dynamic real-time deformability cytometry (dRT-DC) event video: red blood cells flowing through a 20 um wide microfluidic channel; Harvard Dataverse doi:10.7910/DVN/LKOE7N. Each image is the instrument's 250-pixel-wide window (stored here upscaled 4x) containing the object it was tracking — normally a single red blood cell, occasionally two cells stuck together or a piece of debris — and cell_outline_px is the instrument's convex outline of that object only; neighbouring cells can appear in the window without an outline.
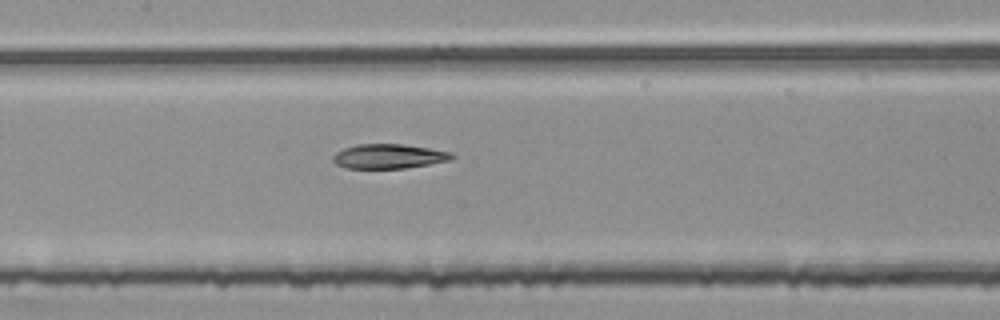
{"species": "common noctule bat (a hibernating species)", "species_latin": "Nyctalus noctula", "temperature_condition": "room temperature", "stored_images_in_passage": 54, "segment_of_instrument_passage": [2, 2], "camera_frame_rate_fps": 3000, "um_per_image_px": 0.085, "animal": {"sex": "female", "body_mass_g": 25.1}, "frame": {"image": 1, "passage_image": 26, "time_ms": 8.333, "image_size_px": [1000, 320], "cell_outline_px": [[456, 156], [452, 160], [404, 168], [348, 168], [336, 164], [332, 160], [332, 156], [336, 152], [344, 148], [356, 144], [400, 144], [428, 148], [452, 152]], "centroid_in_image_um": [33.05, 13.28], "position_along_channel_um": 174.4, "area_um2": 16.94}}
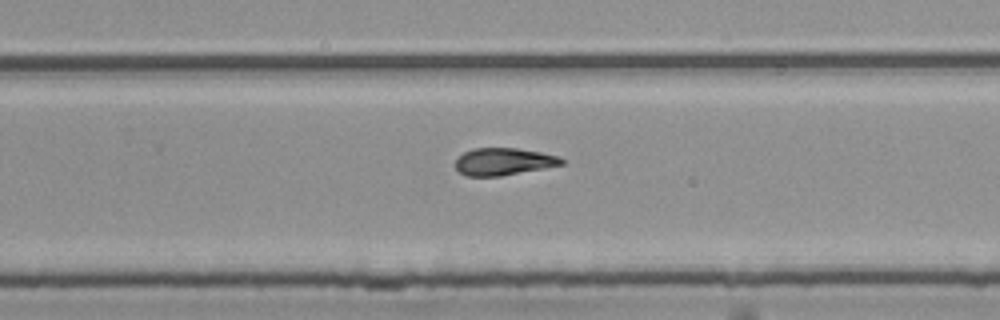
{"frame": {"image": 2, "passage_image": 35, "time_ms": 11.333, "image_size_px": [1000, 320], "cell_outline_px": [[564, 164], [544, 168], [500, 176], [468, 176], [460, 172], [456, 168], [456, 160], [464, 152], [472, 148], [516, 148], [540, 152], [560, 156], [564, 160]], "centroid_in_image_um": [42.82, 13.73], "position_along_channel_um": 287.0, "area_um2": 16.76}}
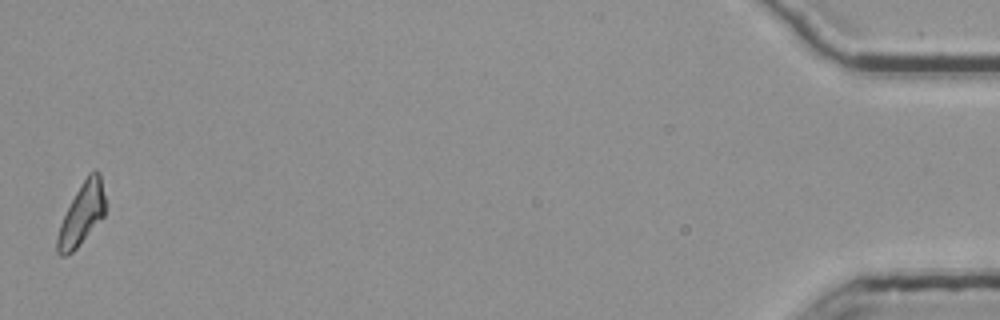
{"frame": {"image": 3, "passage_image": 54, "time_ms": 17.667, "image_size_px": [1000, 320], "cell_outline_px": [[104, 216], [76, 248], [72, 252], [64, 256], [60, 256], [56, 252], [56, 236], [60, 224], [76, 192], [88, 172], [100, 172], [104, 196]], "centroid_in_image_um": [6.92, 18.23], "position_along_channel_um": 428.3, "area_um2": 16.88}}